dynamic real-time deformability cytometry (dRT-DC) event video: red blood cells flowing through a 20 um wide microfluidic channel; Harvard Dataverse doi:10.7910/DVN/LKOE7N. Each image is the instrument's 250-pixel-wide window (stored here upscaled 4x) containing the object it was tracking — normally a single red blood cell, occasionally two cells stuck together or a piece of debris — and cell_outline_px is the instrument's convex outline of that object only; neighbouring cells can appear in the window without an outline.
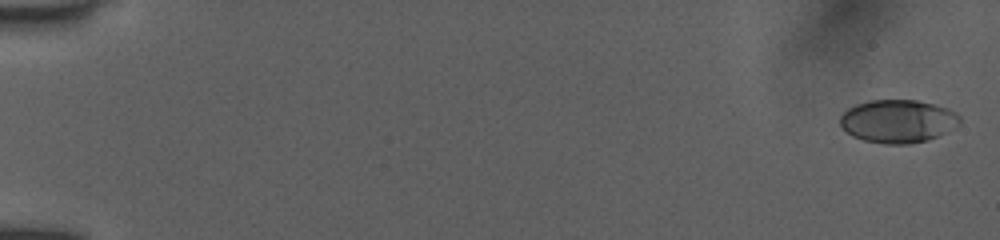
{"species": "human", "species_latin": "Homo sapiens", "temperature_condition": "room temperature", "stored_images_in_passage": 45, "camera_frame_rate_fps": 3000, "um_per_image_px": 0.085, "donor": {"sex": "female"}, "frame": {"image": 1, "passage_image": 2, "time_ms": 0.333, "image_size_px": [1000, 240], "cell_outline_px": [[960, 124], [928, 140], [908, 144], [884, 144], [864, 140], [852, 136], [840, 124], [840, 116], [848, 108], [856, 104], [872, 100], [916, 100], [936, 104], [948, 108], [956, 112], [960, 116]], "centroid_in_image_um": [76.33, 10.29], "position_along_channel_um": 8.7, "area_um2": 30.0}}
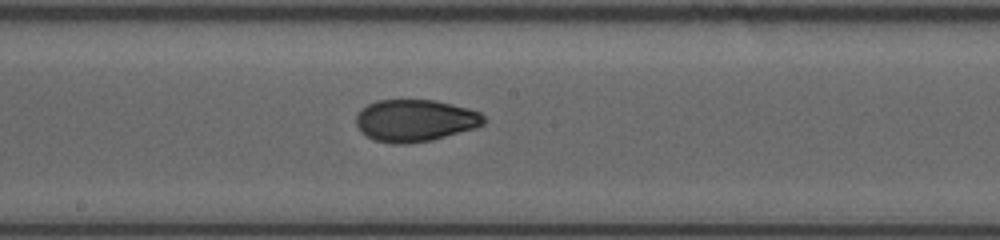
{"frame": {"image": 2, "passage_image": 23, "time_ms": 10.0, "image_size_px": [1000, 240], "cell_outline_px": [[484, 124], [476, 128], [432, 140], [408, 144], [392, 144], [376, 140], [360, 132], [356, 124], [356, 112], [368, 104], [376, 100], [436, 100], [468, 108], [480, 112], [484, 116]], "centroid_in_image_um": [35.27, 10.24], "position_along_channel_um": 212.9, "area_um2": 31.5}}
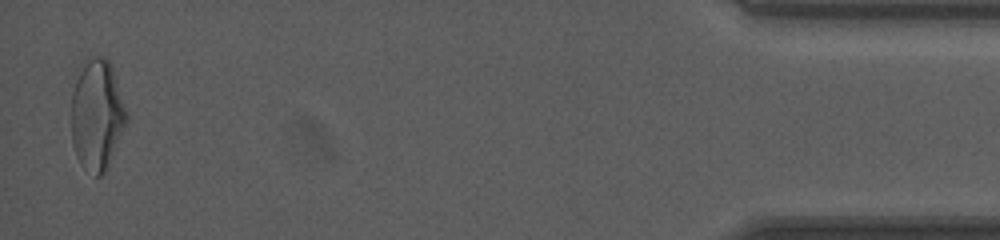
{"frame": {"image": 3, "passage_image": 45, "time_ms": 17.333, "image_size_px": [1000, 240], "cell_outline_px": [[128, 124], [104, 172], [100, 176], [96, 176], [80, 164], [76, 156], [72, 144], [72, 96], [80, 60], [92, 56], [104, 56], [108, 60], [112, 68], [128, 112]], "centroid_in_image_um": [8.25, 9.71], "position_along_channel_um": 427.0, "area_um2": 36.07}, "authors_computed_cell_mechanics": {"area_um2": 31.212, "velocity_mm_per_s": 3.9803, "shape_relaxation_time_tau1_ms": 4.316, "shape_relaxation_time_tau2_ms": 1.818, "deformation_change_tau1": 0.1695, "deformation_change_tau2": 0.0552}}